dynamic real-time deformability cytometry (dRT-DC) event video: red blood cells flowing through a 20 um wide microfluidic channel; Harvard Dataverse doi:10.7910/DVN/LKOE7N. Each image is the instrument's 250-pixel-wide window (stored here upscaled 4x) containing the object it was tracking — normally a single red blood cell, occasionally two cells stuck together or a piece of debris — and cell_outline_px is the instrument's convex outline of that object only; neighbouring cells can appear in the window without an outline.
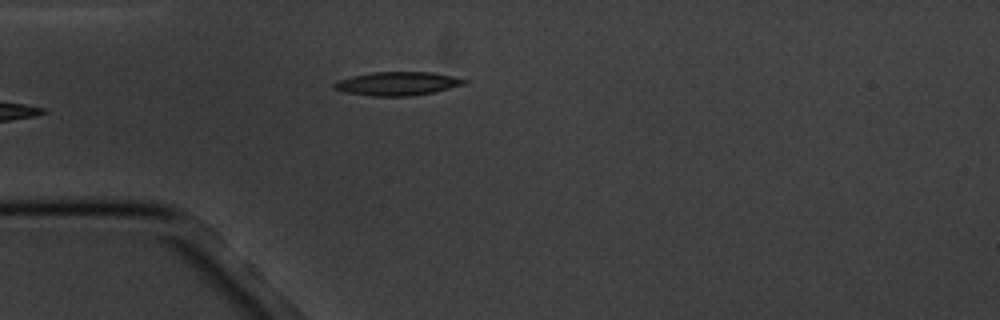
{"species": "common noctule bat (a hibernating species)", "species_latin": "Nyctalus noctula", "temperature_condition": "cold", "stored_images_in_passage": 5, "camera_frame_rate_fps": 3000, "um_per_image_px": 0.085, "animal": {"sex": "male", "body_mass_g": 20.1, "forearm_length_mm": 53.5}, "frame": {"image": 1, "passage_image": 5, "time_ms": 5.333, "image_size_px": [1000, 320], "cell_outline_px": [[468, 84], [432, 92], [412, 96], [372, 96], [344, 92], [332, 88], [332, 84], [336, 80], [352, 76], [372, 72], [432, 72], [452, 76], [468, 80]], "centroid_in_image_um": [33.76, 7.1], "position_along_channel_um": 51.2, "area_um2": 18.03}}